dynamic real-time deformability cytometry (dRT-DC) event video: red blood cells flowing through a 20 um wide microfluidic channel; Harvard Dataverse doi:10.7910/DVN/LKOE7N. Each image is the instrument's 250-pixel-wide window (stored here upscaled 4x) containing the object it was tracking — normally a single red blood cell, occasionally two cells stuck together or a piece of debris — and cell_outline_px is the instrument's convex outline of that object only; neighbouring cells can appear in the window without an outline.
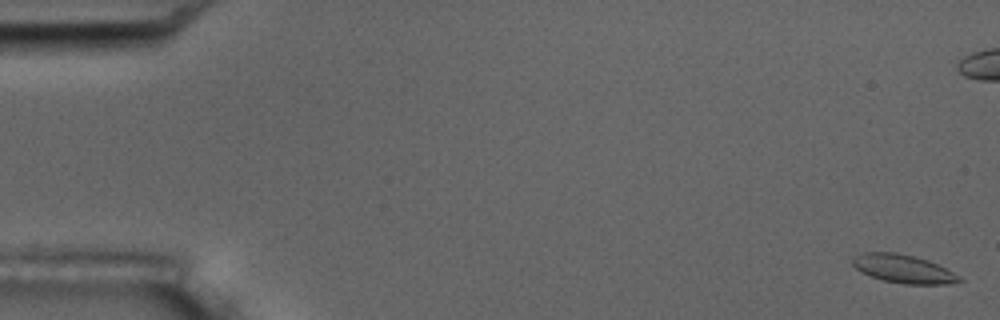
{"species": "common noctule bat (a hibernating species)", "species_latin": "Nyctalus noctula", "temperature_condition": "room temperature", "stored_images_in_passage": 17, "camera_frame_rate_fps": 3000, "um_per_image_px": 0.085, "animal": {"sex": "male", "body_mass_g": 17.5, "forearm_length_mm": 52.3}, "frame": {"image": 1, "passage_image": 1, "time_ms": 0.0, "image_size_px": [1000, 320], "cell_outline_px": [[964, 280], [948, 284], [904, 284], [884, 280], [860, 272], [852, 264], [852, 256], [864, 252], [896, 252], [928, 260], [960, 276]], "centroid_in_image_um": [76.75, 22.84], "position_along_channel_um": 8.3, "area_um2": 17.51}, "authors_computed_cell_mechanics": {"area_um2": 17.629, "velocity_mm_per_s": 3.5829, "shape_relaxation_time_tau1_ms": 7.5854, "shape_relaxation_time_tau2_ms": null, "deformation_change_tau1": 0.1202, "deformation_change_tau2": null}}